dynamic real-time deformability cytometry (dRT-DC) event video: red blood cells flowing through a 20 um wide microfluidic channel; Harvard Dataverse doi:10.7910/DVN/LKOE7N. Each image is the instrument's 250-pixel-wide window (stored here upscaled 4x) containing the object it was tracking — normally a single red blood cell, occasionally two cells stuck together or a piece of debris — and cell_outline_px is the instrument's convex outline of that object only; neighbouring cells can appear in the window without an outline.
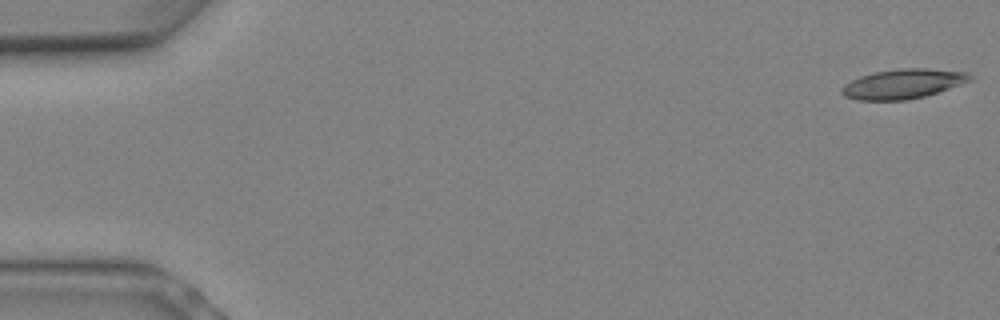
{"species": "Egyptian fruit bat (a non-hibernating species)", "species_latin": "Rousettus aegyptiacus", "temperature_condition": "warm", "stored_images_in_passage": 10, "camera_frame_rate_fps": 3000, "um_per_image_px": 0.085, "animal": {"sex": "female"}, "frame": {"image": 1, "passage_image": 1, "time_ms": 0.0, "image_size_px": [1000, 320], "cell_outline_px": [[972, 80], [924, 96], [904, 100], [856, 100], [844, 96], [840, 92], [840, 88], [844, 84], [860, 76], [876, 72], [900, 68], [924, 68], [968, 72], [972, 76]], "centroid_in_image_um": [76.72, 7.12], "position_along_channel_um": 8.3, "area_um2": 21.96}}
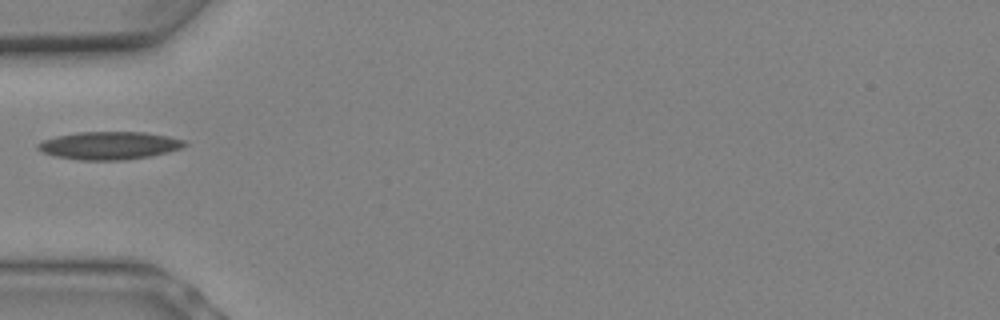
{"frame": {"image": 2, "passage_image": 8, "time_ms": 2.333, "image_size_px": [1000, 320], "cell_outline_px": [[188, 144], [180, 148], [168, 152], [152, 156], [128, 160], [80, 160], [56, 156], [44, 152], [36, 148], [36, 144], [44, 140], [56, 136], [76, 132], [144, 132], [168, 136], [184, 140]], "centroid_in_image_um": [9.3, 12.37], "position_along_channel_um": 75.7, "area_um2": 23.87}}
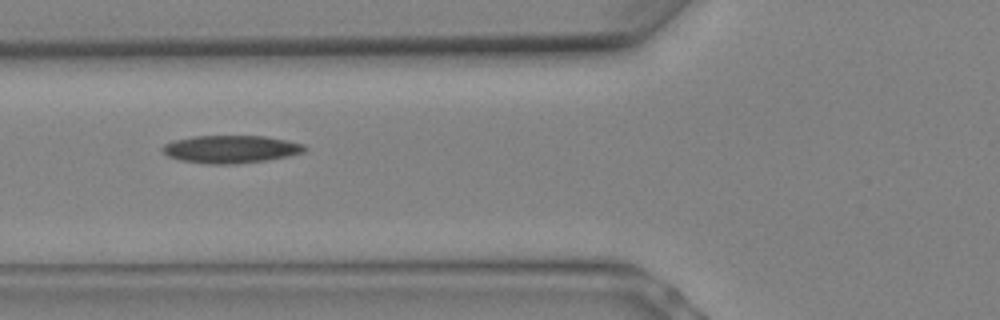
{"frame": {"image": 3, "passage_image": 9, "time_ms": 2.667, "image_size_px": [1000, 320], "cell_outline_px": [[308, 148], [304, 152], [288, 156], [268, 160], [236, 164], [208, 164], [180, 160], [168, 156], [160, 148], [164, 144], [176, 140], [192, 136], [264, 136], [304, 144]], "centroid_in_image_um": [19.62, 12.68], "position_along_channel_um": 106.2, "area_um2": 22.95}}